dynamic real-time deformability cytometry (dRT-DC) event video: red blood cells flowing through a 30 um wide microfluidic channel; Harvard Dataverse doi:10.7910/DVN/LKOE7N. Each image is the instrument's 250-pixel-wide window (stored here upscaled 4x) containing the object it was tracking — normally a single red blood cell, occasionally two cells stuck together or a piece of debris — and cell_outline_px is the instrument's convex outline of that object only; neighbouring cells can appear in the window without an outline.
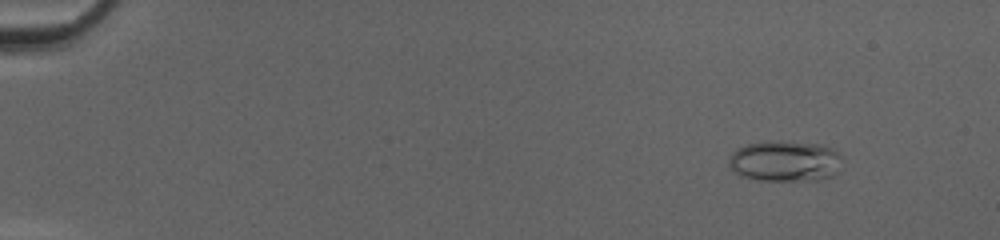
{"species": "common noctule bat (a hibernating species)", "species_latin": "Nyctalus noctula", "temperature_condition": "cold", "stored_images_in_passage": 50, "camera_frame_rate_fps": 3000, "um_per_image_px": 0.085, "animal": {"sex": "female", "body_mass_g": 20.0, "forearm_length_mm": 54.0}, "frame": {"image": 1, "passage_image": 5, "time_ms": 1.333, "image_size_px": [1000, 240], "cell_outline_px": [[840, 156], [836, 176], [820, 180], [760, 180], [740, 176], [728, 164], [728, 160], [732, 152], [736, 148], [748, 144], [768, 140], [784, 140], [820, 144], [836, 152]], "centroid_in_image_um": [66.69, 13.68], "position_along_channel_um": 18.3, "area_um2": 27.17}}
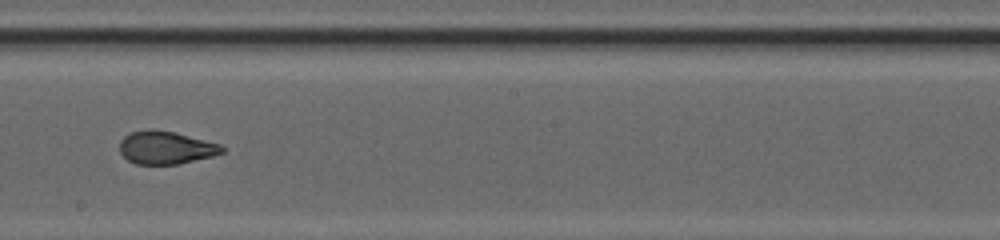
{"frame": {"image": 2, "passage_image": 30, "time_ms": 9.667, "image_size_px": [1000, 240], "cell_outline_px": [[224, 152], [212, 156], [180, 164], [136, 164], [128, 160], [120, 152], [120, 140], [124, 136], [132, 132], [148, 128], [152, 128], [176, 132], [220, 144], [224, 148]], "centroid_in_image_um": [14.09, 12.53], "position_along_channel_um": 234.1, "area_um2": 19.77}}
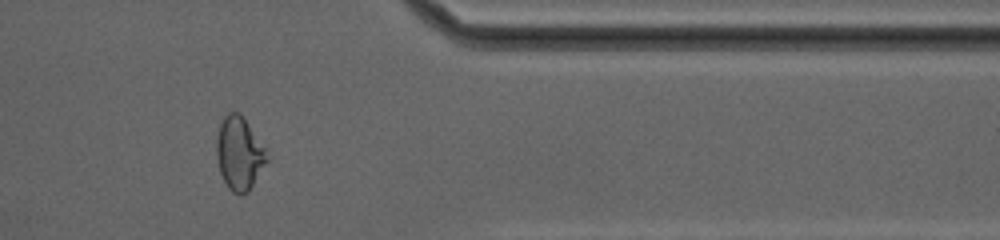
{"frame": {"image": 3, "passage_image": 42, "time_ms": 13.667, "image_size_px": [1000, 240], "cell_outline_px": [[268, 160], [248, 192], [240, 196], [232, 192], [228, 188], [220, 172], [216, 156], [216, 136], [220, 124], [224, 116], [228, 112], [240, 112], [264, 148]], "centroid_in_image_um": [20.3, 13.05], "position_along_channel_um": 391.1, "area_um2": 21.27}, "authors_computed_cell_mechanics": {"area_um2": 21.5594, "velocity_mm_per_s": 4.2149, "shape_relaxation_time_tau1_ms": 7.1474, "shape_relaxation_time_tau2_ms": 0.777, "deformation_change_tau1": 0.2265, "deformation_change_tau2": 0.0648}}